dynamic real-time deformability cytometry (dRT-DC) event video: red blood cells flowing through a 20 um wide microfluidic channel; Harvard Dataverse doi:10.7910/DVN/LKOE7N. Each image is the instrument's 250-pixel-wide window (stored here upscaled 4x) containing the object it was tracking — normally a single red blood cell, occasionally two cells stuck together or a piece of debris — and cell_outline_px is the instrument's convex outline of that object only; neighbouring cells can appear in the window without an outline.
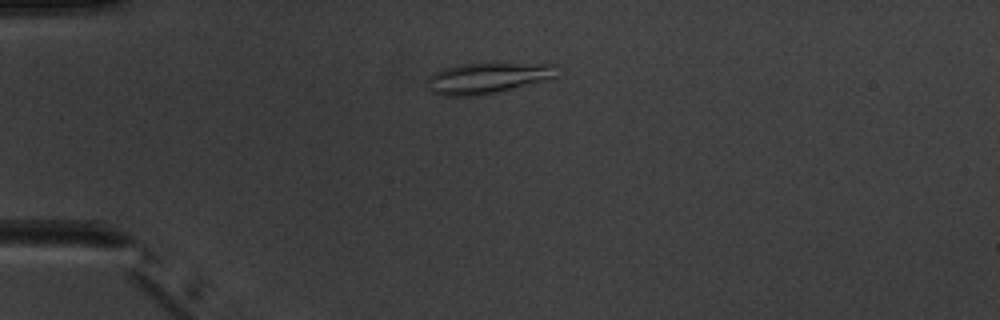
{"species": "common noctule bat (a hibernating species)", "species_latin": "Nyctalus noctula", "temperature_condition": "warm", "stored_images_in_passage": 6, "camera_frame_rate_fps": 3000, "um_per_image_px": 0.085, "animal": {"sex": "male", "body_mass_g": 20.1, "forearm_length_mm": 53.5}, "frame": {"image": 1, "passage_image": 6, "time_ms": 6.333, "image_size_px": [1000, 320], "cell_outline_px": [[556, 76], [548, 80], [480, 96], [444, 96], [432, 92], [428, 88], [424, 80], [432, 72], [444, 68], [460, 64], [496, 60], [556, 64]], "centroid_in_image_um": [41.44, 6.58], "position_along_channel_um": 43.6, "area_um2": 24.8}}